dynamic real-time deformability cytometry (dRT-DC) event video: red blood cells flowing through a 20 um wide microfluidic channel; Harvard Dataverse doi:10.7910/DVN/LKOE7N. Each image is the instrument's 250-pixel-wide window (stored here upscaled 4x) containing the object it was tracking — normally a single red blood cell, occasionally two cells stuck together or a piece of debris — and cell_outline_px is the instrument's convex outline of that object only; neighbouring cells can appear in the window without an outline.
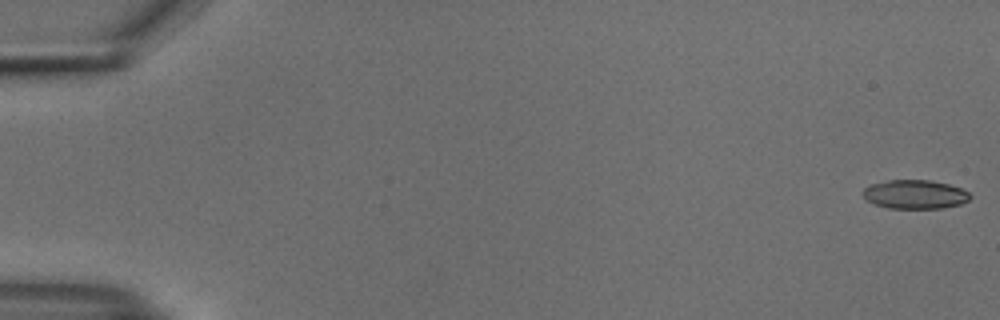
{"species": "common noctule bat (a hibernating species)", "species_latin": "Nyctalus noctula", "temperature_condition": "cold", "stored_images_in_passage": 54, "camera_frame_rate_fps": 3000, "um_per_image_px": 0.085, "animal": {"sex": "male", "body_mass_g": 18.8}, "frame": {"image": 1, "passage_image": 1, "time_ms": 0.0, "image_size_px": [1000, 320], "cell_outline_px": [[972, 196], [968, 200], [960, 204], [944, 208], [888, 208], [876, 204], [868, 200], [864, 196], [864, 188], [872, 184], [888, 180], [928, 180], [948, 184], [960, 188], [968, 192]], "centroid_in_image_um": [77.8, 16.52], "position_along_channel_um": 7.2, "area_um2": 17.8}}
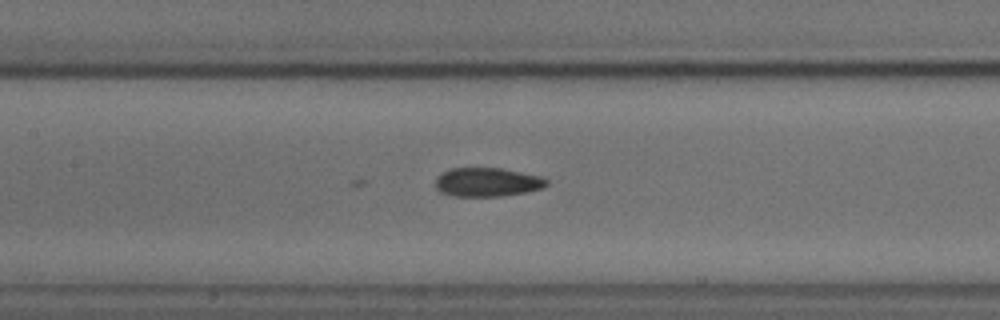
{"frame": {"image": 2, "passage_image": 26, "time_ms": 8.333, "image_size_px": [1000, 320], "cell_outline_px": [[548, 184], [544, 188], [504, 196], [452, 196], [440, 192], [436, 188], [436, 176], [440, 172], [452, 168], [500, 168], [540, 176], [548, 180]], "centroid_in_image_um": [41.39, 15.48], "position_along_channel_um": 166.0, "area_um2": 18.79}}
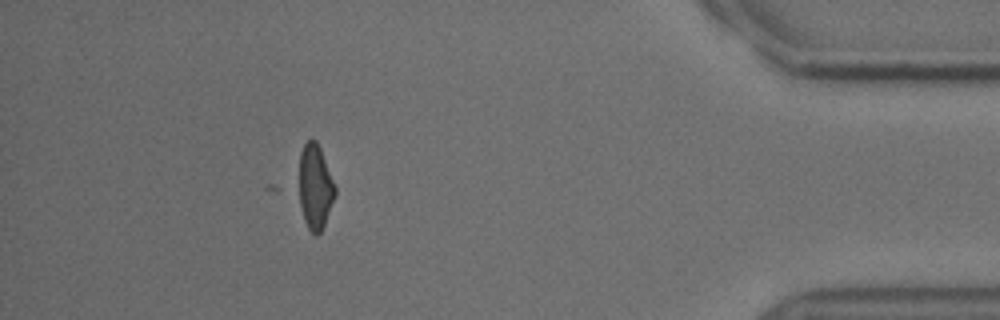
{"frame": {"image": 3, "passage_image": 49, "time_ms": 16.0, "image_size_px": [1000, 320], "cell_outline_px": [[336, 196], [324, 224], [320, 232], [316, 236], [308, 228], [304, 220], [292, 188], [300, 152], [304, 144], [308, 140], [316, 140], [320, 148], [336, 188]], "centroid_in_image_um": [26.66, 15.87], "position_along_channel_um": 408.5, "area_um2": 19.25}}